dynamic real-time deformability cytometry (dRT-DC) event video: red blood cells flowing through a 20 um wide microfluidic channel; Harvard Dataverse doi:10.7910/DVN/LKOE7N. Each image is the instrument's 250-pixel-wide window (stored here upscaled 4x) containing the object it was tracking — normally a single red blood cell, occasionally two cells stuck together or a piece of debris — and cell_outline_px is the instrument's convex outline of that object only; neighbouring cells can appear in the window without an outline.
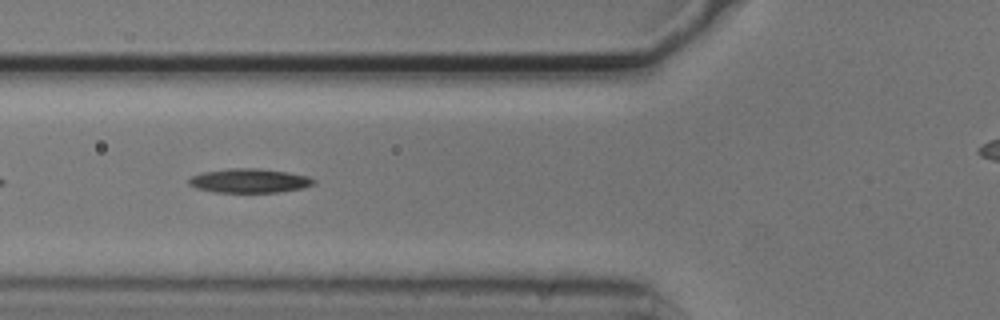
{"species": "common noctule bat (a hibernating species)", "species_latin": "Nyctalus noctula", "temperature_condition": "cold", "stored_images_in_passage": 35, "camera_frame_rate_fps": 3000, "um_per_image_px": 0.085, "animal": {"sex": "male", "body_mass_g": 20.5, "forearm_length_mm": 52.5}, "frame": {"image": 1, "passage_image": 6, "time_ms": 1.667, "image_size_px": [1000, 320], "cell_outline_px": [[316, 184], [304, 188], [280, 192], [212, 192], [196, 188], [188, 184], [188, 180], [192, 176], [204, 172], [228, 168], [260, 168], [288, 172], [308, 176], [316, 180]], "centroid_in_image_um": [21.23, 15.36], "position_along_channel_um": 104.6, "area_um2": 17.74}, "authors_computed_cell_mechanics": {"area_um2": 16.5308, "velocity_mm_per_s": 3.7252, "shape_relaxation_time_tau1_ms": 3.0331, "shape_relaxation_time_tau2_ms": null, "deformation_change_tau1": 0.1461, "deformation_change_tau2": null}}